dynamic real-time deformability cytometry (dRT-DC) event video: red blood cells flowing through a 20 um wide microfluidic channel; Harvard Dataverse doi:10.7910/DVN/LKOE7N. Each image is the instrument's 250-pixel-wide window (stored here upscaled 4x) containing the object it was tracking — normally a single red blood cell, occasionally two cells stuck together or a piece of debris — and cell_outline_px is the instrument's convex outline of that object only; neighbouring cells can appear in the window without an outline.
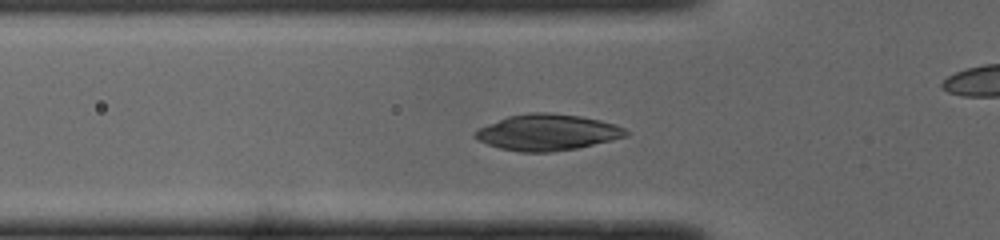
{"species": "common noctule bat (a hibernating species)", "species_latin": "Nyctalus noctula", "temperature_condition": "cold", "stored_images_in_passage": 36, "camera_frame_rate_fps": 3000, "um_per_image_px": 0.085, "animal": {"sex": "male", "body_mass_g": 19.0, "forearm_length_mm": 50.8}, "frame": {"image": 1, "passage_image": 11, "time_ms": 3.333, "image_size_px": [1000, 240], "cell_outline_px": [[628, 136], [612, 140], [576, 148], [552, 152], [520, 152], [500, 148], [476, 140], [472, 136], [472, 132], [476, 128], [508, 116], [532, 112], [548, 112], [580, 116], [600, 120], [616, 124], [624, 128], [628, 132]], "centroid_in_image_um": [46.48, 11.25], "position_along_channel_um": 79.3, "area_um2": 31.96}}
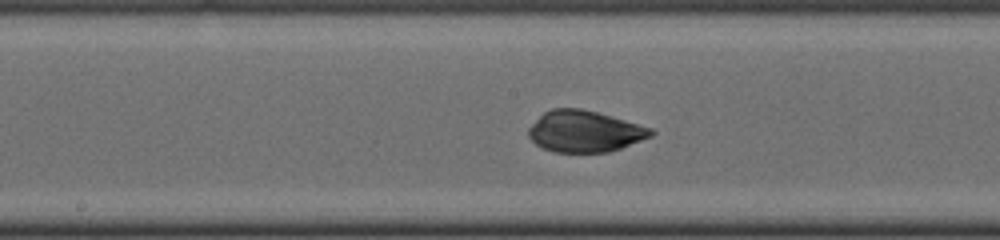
{"frame": {"image": 2, "passage_image": 20, "time_ms": 6.333, "image_size_px": [1000, 240], "cell_outline_px": [[656, 132], [652, 136], [620, 148], [608, 152], [556, 152], [544, 148], [536, 144], [528, 136], [528, 128], [544, 112], [552, 108], [580, 108], [596, 112], [652, 128]], "centroid_in_image_um": [49.69, 11.16], "position_along_channel_um": 198.5, "area_um2": 29.25}}
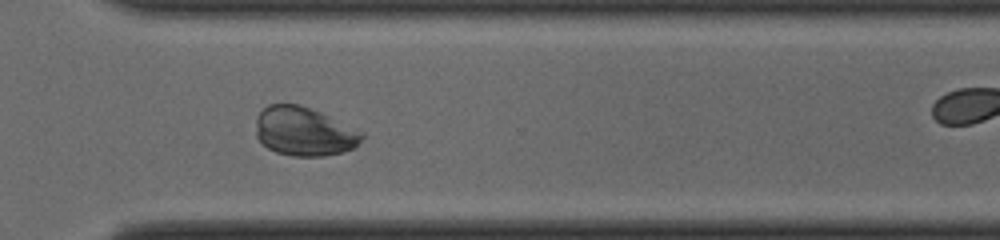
{"frame": {"image": 3, "passage_image": 31, "time_ms": 10.0, "image_size_px": [1000, 240], "cell_outline_px": [[364, 136], [356, 148], [344, 152], [324, 156], [292, 156], [276, 152], [268, 148], [256, 136], [256, 116], [268, 104], [296, 104], [320, 112], [364, 132]], "centroid_in_image_um": [25.86, 11.19], "position_along_channel_um": 344.7, "area_um2": 30.23}}